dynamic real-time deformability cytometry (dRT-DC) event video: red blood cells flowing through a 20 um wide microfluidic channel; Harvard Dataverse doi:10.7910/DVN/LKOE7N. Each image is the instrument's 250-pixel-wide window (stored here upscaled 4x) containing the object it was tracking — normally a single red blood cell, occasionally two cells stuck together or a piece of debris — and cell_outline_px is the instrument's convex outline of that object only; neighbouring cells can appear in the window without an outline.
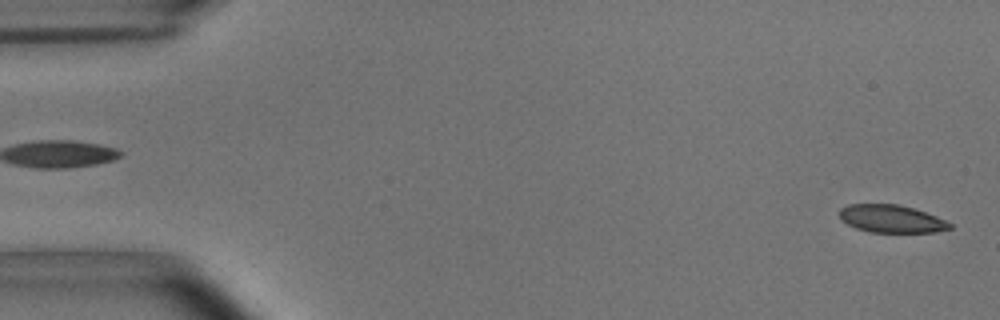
{"species": "common noctule bat (a hibernating species)", "species_latin": "Nyctalus noctula", "temperature_condition": "room temperature", "stored_images_in_passage": 53, "camera_frame_rate_fps": 3000, "um_per_image_px": 0.085, "animal": {"sex": "male", "body_mass_g": 15.6}, "frame": {"image": 1, "passage_image": 1, "time_ms": 0.0, "image_size_px": [1000, 320], "cell_outline_px": [[952, 228], [936, 232], [868, 232], [856, 228], [848, 224], [840, 216], [840, 208], [848, 204], [900, 204], [936, 216], [952, 224]], "centroid_in_image_um": [75.77, 18.6], "position_along_channel_um": 9.2, "area_um2": 17.69}}
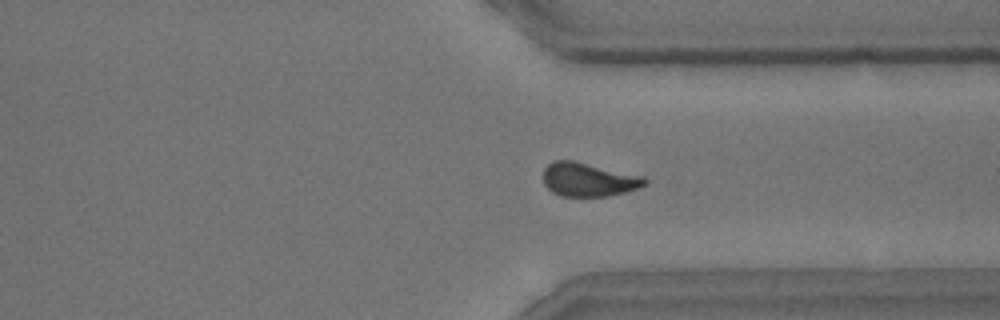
{"frame": {"image": 2, "passage_image": 40, "time_ms": 13.0, "image_size_px": [1000, 320], "cell_outline_px": [[648, 180], [640, 188], [608, 196], [560, 196], [552, 192], [544, 184], [544, 168], [552, 160], [572, 160], [644, 176]], "centroid_in_image_um": [50.01, 15.26], "position_along_channel_um": 361.4, "area_um2": 19.94}}
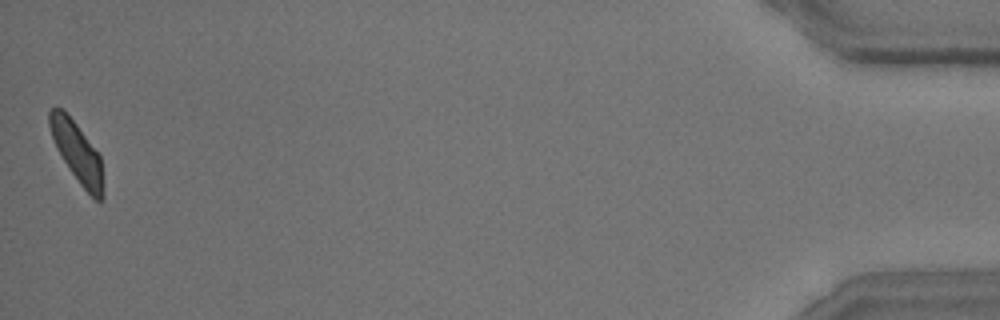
{"frame": {"image": 3, "passage_image": 53, "time_ms": 17.333, "image_size_px": [1000, 320], "cell_outline_px": [[104, 196], [100, 200], [96, 200], [80, 184], [68, 168], [56, 148], [48, 124], [48, 112], [52, 108], [60, 108], [76, 124], [100, 156]], "centroid_in_image_um": [6.53, 12.96], "position_along_channel_um": 428.7, "area_um2": 18.32}, "authors_computed_cell_mechanics": {"area_um2": 19.7676, "velocity_mm_per_s": 3.6845, "shape_relaxation_time_tau1_ms": 6.5621, "shape_relaxation_time_tau2_ms": 1.2324, "deformation_change_tau1": 0.1645, "deformation_change_tau2": 0.0696}}